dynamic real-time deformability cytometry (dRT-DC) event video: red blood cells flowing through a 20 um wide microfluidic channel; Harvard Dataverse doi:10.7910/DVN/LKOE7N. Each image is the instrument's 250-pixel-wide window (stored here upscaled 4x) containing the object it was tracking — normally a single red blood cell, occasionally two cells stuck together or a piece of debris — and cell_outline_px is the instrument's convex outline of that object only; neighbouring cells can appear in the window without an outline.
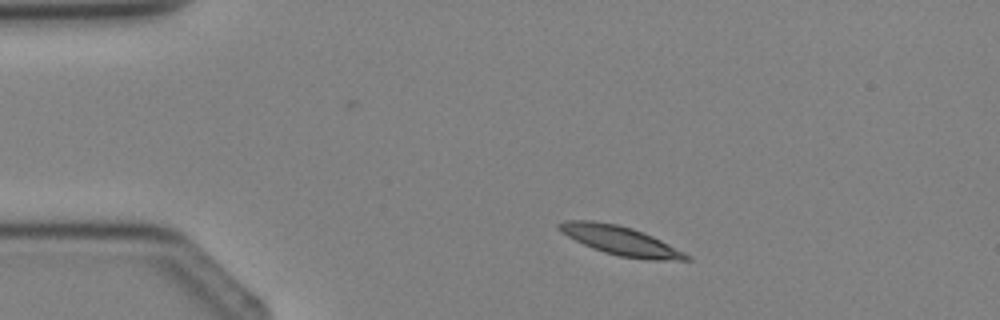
{"species": "Egyptian fruit bat (a non-hibernating species)", "species_latin": "Rousettus aegyptiacus", "temperature_condition": "cold", "stored_images_in_passage": 2, "camera_frame_rate_fps": 3000, "um_per_image_px": 0.085, "animal": {"sex": "female"}, "frame": {"image": 1, "passage_image": 1, "time_ms": 0.0, "image_size_px": [1000, 320], "cell_outline_px": [[692, 260], [648, 260], [620, 256], [604, 252], [592, 248], [560, 232], [556, 228], [556, 224], [564, 220], [592, 220], [616, 224], [632, 228], [652, 236], [692, 256]], "centroid_in_image_um": [52.72, 20.45], "position_along_channel_um": 32.3, "area_um2": 21.44}}